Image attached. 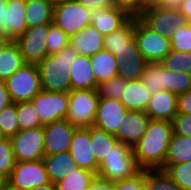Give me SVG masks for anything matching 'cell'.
Returning <instances> with one entry per match:
<instances>
[{
  "label": "cell",
  "instance_id": "1",
  "mask_svg": "<svg viewBox=\"0 0 191 190\" xmlns=\"http://www.w3.org/2000/svg\"><path fill=\"white\" fill-rule=\"evenodd\" d=\"M172 134L170 121L150 120L147 130L132 148L141 170H157L164 166Z\"/></svg>",
  "mask_w": 191,
  "mask_h": 190
},
{
  "label": "cell",
  "instance_id": "2",
  "mask_svg": "<svg viewBox=\"0 0 191 190\" xmlns=\"http://www.w3.org/2000/svg\"><path fill=\"white\" fill-rule=\"evenodd\" d=\"M78 53L70 46L56 54L47 55L37 66L40 73V85L44 91L69 92L71 90L68 75L70 64Z\"/></svg>",
  "mask_w": 191,
  "mask_h": 190
},
{
  "label": "cell",
  "instance_id": "3",
  "mask_svg": "<svg viewBox=\"0 0 191 190\" xmlns=\"http://www.w3.org/2000/svg\"><path fill=\"white\" fill-rule=\"evenodd\" d=\"M138 167L132 147L118 142L98 167V176L112 182L121 181L137 174Z\"/></svg>",
  "mask_w": 191,
  "mask_h": 190
},
{
  "label": "cell",
  "instance_id": "4",
  "mask_svg": "<svg viewBox=\"0 0 191 190\" xmlns=\"http://www.w3.org/2000/svg\"><path fill=\"white\" fill-rule=\"evenodd\" d=\"M68 96L65 119L77 128L93 126L100 101L97 89L70 90Z\"/></svg>",
  "mask_w": 191,
  "mask_h": 190
},
{
  "label": "cell",
  "instance_id": "5",
  "mask_svg": "<svg viewBox=\"0 0 191 190\" xmlns=\"http://www.w3.org/2000/svg\"><path fill=\"white\" fill-rule=\"evenodd\" d=\"M4 82L12 103L31 101L42 90L39 69L35 64H24Z\"/></svg>",
  "mask_w": 191,
  "mask_h": 190
},
{
  "label": "cell",
  "instance_id": "6",
  "mask_svg": "<svg viewBox=\"0 0 191 190\" xmlns=\"http://www.w3.org/2000/svg\"><path fill=\"white\" fill-rule=\"evenodd\" d=\"M134 37L148 63H160L171 52L170 39L151 30L138 17H134Z\"/></svg>",
  "mask_w": 191,
  "mask_h": 190
},
{
  "label": "cell",
  "instance_id": "7",
  "mask_svg": "<svg viewBox=\"0 0 191 190\" xmlns=\"http://www.w3.org/2000/svg\"><path fill=\"white\" fill-rule=\"evenodd\" d=\"M92 10L76 0L54 5L53 23L69 37L91 24Z\"/></svg>",
  "mask_w": 191,
  "mask_h": 190
},
{
  "label": "cell",
  "instance_id": "8",
  "mask_svg": "<svg viewBox=\"0 0 191 190\" xmlns=\"http://www.w3.org/2000/svg\"><path fill=\"white\" fill-rule=\"evenodd\" d=\"M138 18L151 30L169 39L178 27L189 23L178 9L158 6L147 7Z\"/></svg>",
  "mask_w": 191,
  "mask_h": 190
},
{
  "label": "cell",
  "instance_id": "9",
  "mask_svg": "<svg viewBox=\"0 0 191 190\" xmlns=\"http://www.w3.org/2000/svg\"><path fill=\"white\" fill-rule=\"evenodd\" d=\"M50 183L42 160L16 162L5 184L14 190H30Z\"/></svg>",
  "mask_w": 191,
  "mask_h": 190
},
{
  "label": "cell",
  "instance_id": "10",
  "mask_svg": "<svg viewBox=\"0 0 191 190\" xmlns=\"http://www.w3.org/2000/svg\"><path fill=\"white\" fill-rule=\"evenodd\" d=\"M53 23L27 28L14 42L19 46L25 64L38 65L47 55L46 46L49 27Z\"/></svg>",
  "mask_w": 191,
  "mask_h": 190
},
{
  "label": "cell",
  "instance_id": "11",
  "mask_svg": "<svg viewBox=\"0 0 191 190\" xmlns=\"http://www.w3.org/2000/svg\"><path fill=\"white\" fill-rule=\"evenodd\" d=\"M68 92L41 90L31 100L43 126L65 119L68 112Z\"/></svg>",
  "mask_w": 191,
  "mask_h": 190
},
{
  "label": "cell",
  "instance_id": "12",
  "mask_svg": "<svg viewBox=\"0 0 191 190\" xmlns=\"http://www.w3.org/2000/svg\"><path fill=\"white\" fill-rule=\"evenodd\" d=\"M44 136L42 126L20 130L10 137L16 162L42 160L45 157Z\"/></svg>",
  "mask_w": 191,
  "mask_h": 190
},
{
  "label": "cell",
  "instance_id": "13",
  "mask_svg": "<svg viewBox=\"0 0 191 190\" xmlns=\"http://www.w3.org/2000/svg\"><path fill=\"white\" fill-rule=\"evenodd\" d=\"M76 128L67 119L43 126L45 156L68 151Z\"/></svg>",
  "mask_w": 191,
  "mask_h": 190
},
{
  "label": "cell",
  "instance_id": "14",
  "mask_svg": "<svg viewBox=\"0 0 191 190\" xmlns=\"http://www.w3.org/2000/svg\"><path fill=\"white\" fill-rule=\"evenodd\" d=\"M25 10L26 0H8V6L0 13V36L15 41L25 32Z\"/></svg>",
  "mask_w": 191,
  "mask_h": 190
},
{
  "label": "cell",
  "instance_id": "15",
  "mask_svg": "<svg viewBox=\"0 0 191 190\" xmlns=\"http://www.w3.org/2000/svg\"><path fill=\"white\" fill-rule=\"evenodd\" d=\"M68 152L74 159L77 168L87 169L98 174L99 165L93 155L89 127L76 128Z\"/></svg>",
  "mask_w": 191,
  "mask_h": 190
},
{
  "label": "cell",
  "instance_id": "16",
  "mask_svg": "<svg viewBox=\"0 0 191 190\" xmlns=\"http://www.w3.org/2000/svg\"><path fill=\"white\" fill-rule=\"evenodd\" d=\"M127 111L120 100L100 98L93 125L107 133L116 135Z\"/></svg>",
  "mask_w": 191,
  "mask_h": 190
},
{
  "label": "cell",
  "instance_id": "17",
  "mask_svg": "<svg viewBox=\"0 0 191 190\" xmlns=\"http://www.w3.org/2000/svg\"><path fill=\"white\" fill-rule=\"evenodd\" d=\"M150 120L145 112L127 111L115 137L133 148L147 130Z\"/></svg>",
  "mask_w": 191,
  "mask_h": 190
},
{
  "label": "cell",
  "instance_id": "18",
  "mask_svg": "<svg viewBox=\"0 0 191 190\" xmlns=\"http://www.w3.org/2000/svg\"><path fill=\"white\" fill-rule=\"evenodd\" d=\"M132 16L119 7L92 10L91 26L103 36L121 28Z\"/></svg>",
  "mask_w": 191,
  "mask_h": 190
},
{
  "label": "cell",
  "instance_id": "19",
  "mask_svg": "<svg viewBox=\"0 0 191 190\" xmlns=\"http://www.w3.org/2000/svg\"><path fill=\"white\" fill-rule=\"evenodd\" d=\"M104 49L111 53L134 52L138 49L134 37V16L121 28L104 36Z\"/></svg>",
  "mask_w": 191,
  "mask_h": 190
},
{
  "label": "cell",
  "instance_id": "20",
  "mask_svg": "<svg viewBox=\"0 0 191 190\" xmlns=\"http://www.w3.org/2000/svg\"><path fill=\"white\" fill-rule=\"evenodd\" d=\"M178 95L166 90L156 92L151 96L145 113L151 120L172 121L177 114Z\"/></svg>",
  "mask_w": 191,
  "mask_h": 190
},
{
  "label": "cell",
  "instance_id": "21",
  "mask_svg": "<svg viewBox=\"0 0 191 190\" xmlns=\"http://www.w3.org/2000/svg\"><path fill=\"white\" fill-rule=\"evenodd\" d=\"M104 36L89 25L78 33L70 36L69 45L78 53L90 57L104 49Z\"/></svg>",
  "mask_w": 191,
  "mask_h": 190
},
{
  "label": "cell",
  "instance_id": "22",
  "mask_svg": "<svg viewBox=\"0 0 191 190\" xmlns=\"http://www.w3.org/2000/svg\"><path fill=\"white\" fill-rule=\"evenodd\" d=\"M71 90L97 89L98 83L91 69L90 57L77 55L70 64L69 72Z\"/></svg>",
  "mask_w": 191,
  "mask_h": 190
},
{
  "label": "cell",
  "instance_id": "23",
  "mask_svg": "<svg viewBox=\"0 0 191 190\" xmlns=\"http://www.w3.org/2000/svg\"><path fill=\"white\" fill-rule=\"evenodd\" d=\"M152 94L141 79L127 80L126 87L120 101L128 111L145 112Z\"/></svg>",
  "mask_w": 191,
  "mask_h": 190
},
{
  "label": "cell",
  "instance_id": "24",
  "mask_svg": "<svg viewBox=\"0 0 191 190\" xmlns=\"http://www.w3.org/2000/svg\"><path fill=\"white\" fill-rule=\"evenodd\" d=\"M117 58L118 76L125 80H139L142 77L145 65L148 63L140 51L114 53Z\"/></svg>",
  "mask_w": 191,
  "mask_h": 190
},
{
  "label": "cell",
  "instance_id": "25",
  "mask_svg": "<svg viewBox=\"0 0 191 190\" xmlns=\"http://www.w3.org/2000/svg\"><path fill=\"white\" fill-rule=\"evenodd\" d=\"M90 63L98 84L118 76L117 58L110 51L103 49L91 55Z\"/></svg>",
  "mask_w": 191,
  "mask_h": 190
},
{
  "label": "cell",
  "instance_id": "26",
  "mask_svg": "<svg viewBox=\"0 0 191 190\" xmlns=\"http://www.w3.org/2000/svg\"><path fill=\"white\" fill-rule=\"evenodd\" d=\"M42 161L52 183H57L76 168L74 159L68 151L45 156Z\"/></svg>",
  "mask_w": 191,
  "mask_h": 190
},
{
  "label": "cell",
  "instance_id": "27",
  "mask_svg": "<svg viewBox=\"0 0 191 190\" xmlns=\"http://www.w3.org/2000/svg\"><path fill=\"white\" fill-rule=\"evenodd\" d=\"M54 5L48 0H26L27 28L53 23Z\"/></svg>",
  "mask_w": 191,
  "mask_h": 190
},
{
  "label": "cell",
  "instance_id": "28",
  "mask_svg": "<svg viewBox=\"0 0 191 190\" xmlns=\"http://www.w3.org/2000/svg\"><path fill=\"white\" fill-rule=\"evenodd\" d=\"M185 162H191V137L172 134L164 166L160 170Z\"/></svg>",
  "mask_w": 191,
  "mask_h": 190
},
{
  "label": "cell",
  "instance_id": "29",
  "mask_svg": "<svg viewBox=\"0 0 191 190\" xmlns=\"http://www.w3.org/2000/svg\"><path fill=\"white\" fill-rule=\"evenodd\" d=\"M89 134L93 155L97 164L100 165L119 141L115 135L107 133L94 125L89 127Z\"/></svg>",
  "mask_w": 191,
  "mask_h": 190
},
{
  "label": "cell",
  "instance_id": "30",
  "mask_svg": "<svg viewBox=\"0 0 191 190\" xmlns=\"http://www.w3.org/2000/svg\"><path fill=\"white\" fill-rule=\"evenodd\" d=\"M97 174L83 168H75L56 184L57 190H86Z\"/></svg>",
  "mask_w": 191,
  "mask_h": 190
},
{
  "label": "cell",
  "instance_id": "31",
  "mask_svg": "<svg viewBox=\"0 0 191 190\" xmlns=\"http://www.w3.org/2000/svg\"><path fill=\"white\" fill-rule=\"evenodd\" d=\"M24 64L20 48L13 41L0 53V80L5 81Z\"/></svg>",
  "mask_w": 191,
  "mask_h": 190
},
{
  "label": "cell",
  "instance_id": "32",
  "mask_svg": "<svg viewBox=\"0 0 191 190\" xmlns=\"http://www.w3.org/2000/svg\"><path fill=\"white\" fill-rule=\"evenodd\" d=\"M141 80L152 95L164 90V67L157 62L147 63Z\"/></svg>",
  "mask_w": 191,
  "mask_h": 190
},
{
  "label": "cell",
  "instance_id": "33",
  "mask_svg": "<svg viewBox=\"0 0 191 190\" xmlns=\"http://www.w3.org/2000/svg\"><path fill=\"white\" fill-rule=\"evenodd\" d=\"M164 90L176 95L191 90V75L164 68Z\"/></svg>",
  "mask_w": 191,
  "mask_h": 190
},
{
  "label": "cell",
  "instance_id": "34",
  "mask_svg": "<svg viewBox=\"0 0 191 190\" xmlns=\"http://www.w3.org/2000/svg\"><path fill=\"white\" fill-rule=\"evenodd\" d=\"M20 130L42 127L37 111L31 101L16 103Z\"/></svg>",
  "mask_w": 191,
  "mask_h": 190
},
{
  "label": "cell",
  "instance_id": "35",
  "mask_svg": "<svg viewBox=\"0 0 191 190\" xmlns=\"http://www.w3.org/2000/svg\"><path fill=\"white\" fill-rule=\"evenodd\" d=\"M162 67L191 75V52H171L160 62Z\"/></svg>",
  "mask_w": 191,
  "mask_h": 190
},
{
  "label": "cell",
  "instance_id": "36",
  "mask_svg": "<svg viewBox=\"0 0 191 190\" xmlns=\"http://www.w3.org/2000/svg\"><path fill=\"white\" fill-rule=\"evenodd\" d=\"M146 190H182L160 169L145 170Z\"/></svg>",
  "mask_w": 191,
  "mask_h": 190
},
{
  "label": "cell",
  "instance_id": "37",
  "mask_svg": "<svg viewBox=\"0 0 191 190\" xmlns=\"http://www.w3.org/2000/svg\"><path fill=\"white\" fill-rule=\"evenodd\" d=\"M164 172L182 190H191V162L169 165Z\"/></svg>",
  "mask_w": 191,
  "mask_h": 190
},
{
  "label": "cell",
  "instance_id": "38",
  "mask_svg": "<svg viewBox=\"0 0 191 190\" xmlns=\"http://www.w3.org/2000/svg\"><path fill=\"white\" fill-rule=\"evenodd\" d=\"M0 130L7 138L16 135L20 131L16 103L10 104L0 112Z\"/></svg>",
  "mask_w": 191,
  "mask_h": 190
},
{
  "label": "cell",
  "instance_id": "39",
  "mask_svg": "<svg viewBox=\"0 0 191 190\" xmlns=\"http://www.w3.org/2000/svg\"><path fill=\"white\" fill-rule=\"evenodd\" d=\"M127 80L120 76L111 78L108 81L101 82L97 86V92L100 98H110L120 100L126 87Z\"/></svg>",
  "mask_w": 191,
  "mask_h": 190
},
{
  "label": "cell",
  "instance_id": "40",
  "mask_svg": "<svg viewBox=\"0 0 191 190\" xmlns=\"http://www.w3.org/2000/svg\"><path fill=\"white\" fill-rule=\"evenodd\" d=\"M70 37L54 23L49 27L46 46L48 55L56 54L69 45Z\"/></svg>",
  "mask_w": 191,
  "mask_h": 190
},
{
  "label": "cell",
  "instance_id": "41",
  "mask_svg": "<svg viewBox=\"0 0 191 190\" xmlns=\"http://www.w3.org/2000/svg\"><path fill=\"white\" fill-rule=\"evenodd\" d=\"M16 160L10 138L0 143V178L6 181L15 166Z\"/></svg>",
  "mask_w": 191,
  "mask_h": 190
},
{
  "label": "cell",
  "instance_id": "42",
  "mask_svg": "<svg viewBox=\"0 0 191 190\" xmlns=\"http://www.w3.org/2000/svg\"><path fill=\"white\" fill-rule=\"evenodd\" d=\"M171 50L191 52V24L178 27L170 38Z\"/></svg>",
  "mask_w": 191,
  "mask_h": 190
},
{
  "label": "cell",
  "instance_id": "43",
  "mask_svg": "<svg viewBox=\"0 0 191 190\" xmlns=\"http://www.w3.org/2000/svg\"><path fill=\"white\" fill-rule=\"evenodd\" d=\"M116 190H146L145 170H140L130 178L116 181Z\"/></svg>",
  "mask_w": 191,
  "mask_h": 190
},
{
  "label": "cell",
  "instance_id": "44",
  "mask_svg": "<svg viewBox=\"0 0 191 190\" xmlns=\"http://www.w3.org/2000/svg\"><path fill=\"white\" fill-rule=\"evenodd\" d=\"M171 124L173 134L191 137V114H176Z\"/></svg>",
  "mask_w": 191,
  "mask_h": 190
},
{
  "label": "cell",
  "instance_id": "45",
  "mask_svg": "<svg viewBox=\"0 0 191 190\" xmlns=\"http://www.w3.org/2000/svg\"><path fill=\"white\" fill-rule=\"evenodd\" d=\"M119 8L126 10L131 16L138 17L145 10L144 0H119Z\"/></svg>",
  "mask_w": 191,
  "mask_h": 190
},
{
  "label": "cell",
  "instance_id": "46",
  "mask_svg": "<svg viewBox=\"0 0 191 190\" xmlns=\"http://www.w3.org/2000/svg\"><path fill=\"white\" fill-rule=\"evenodd\" d=\"M84 7L95 10L103 8H115L119 7V0H76Z\"/></svg>",
  "mask_w": 191,
  "mask_h": 190
},
{
  "label": "cell",
  "instance_id": "47",
  "mask_svg": "<svg viewBox=\"0 0 191 190\" xmlns=\"http://www.w3.org/2000/svg\"><path fill=\"white\" fill-rule=\"evenodd\" d=\"M177 114H191V90L178 95Z\"/></svg>",
  "mask_w": 191,
  "mask_h": 190
},
{
  "label": "cell",
  "instance_id": "48",
  "mask_svg": "<svg viewBox=\"0 0 191 190\" xmlns=\"http://www.w3.org/2000/svg\"><path fill=\"white\" fill-rule=\"evenodd\" d=\"M90 190H116V182L103 179L96 175L91 182Z\"/></svg>",
  "mask_w": 191,
  "mask_h": 190
},
{
  "label": "cell",
  "instance_id": "49",
  "mask_svg": "<svg viewBox=\"0 0 191 190\" xmlns=\"http://www.w3.org/2000/svg\"><path fill=\"white\" fill-rule=\"evenodd\" d=\"M12 104L9 92L4 81L0 80V112Z\"/></svg>",
  "mask_w": 191,
  "mask_h": 190
},
{
  "label": "cell",
  "instance_id": "50",
  "mask_svg": "<svg viewBox=\"0 0 191 190\" xmlns=\"http://www.w3.org/2000/svg\"><path fill=\"white\" fill-rule=\"evenodd\" d=\"M178 10L191 21V0H183L178 8Z\"/></svg>",
  "mask_w": 191,
  "mask_h": 190
},
{
  "label": "cell",
  "instance_id": "51",
  "mask_svg": "<svg viewBox=\"0 0 191 190\" xmlns=\"http://www.w3.org/2000/svg\"><path fill=\"white\" fill-rule=\"evenodd\" d=\"M183 0H161L156 6L178 9Z\"/></svg>",
  "mask_w": 191,
  "mask_h": 190
},
{
  "label": "cell",
  "instance_id": "52",
  "mask_svg": "<svg viewBox=\"0 0 191 190\" xmlns=\"http://www.w3.org/2000/svg\"><path fill=\"white\" fill-rule=\"evenodd\" d=\"M12 42L11 39L0 36V53H2Z\"/></svg>",
  "mask_w": 191,
  "mask_h": 190
},
{
  "label": "cell",
  "instance_id": "53",
  "mask_svg": "<svg viewBox=\"0 0 191 190\" xmlns=\"http://www.w3.org/2000/svg\"><path fill=\"white\" fill-rule=\"evenodd\" d=\"M30 190H57V187L55 183L50 182L43 186H38V187L36 186Z\"/></svg>",
  "mask_w": 191,
  "mask_h": 190
},
{
  "label": "cell",
  "instance_id": "54",
  "mask_svg": "<svg viewBox=\"0 0 191 190\" xmlns=\"http://www.w3.org/2000/svg\"><path fill=\"white\" fill-rule=\"evenodd\" d=\"M161 0H144L145 2V9L147 7L156 6Z\"/></svg>",
  "mask_w": 191,
  "mask_h": 190
},
{
  "label": "cell",
  "instance_id": "55",
  "mask_svg": "<svg viewBox=\"0 0 191 190\" xmlns=\"http://www.w3.org/2000/svg\"><path fill=\"white\" fill-rule=\"evenodd\" d=\"M8 6V0H0V13Z\"/></svg>",
  "mask_w": 191,
  "mask_h": 190
},
{
  "label": "cell",
  "instance_id": "56",
  "mask_svg": "<svg viewBox=\"0 0 191 190\" xmlns=\"http://www.w3.org/2000/svg\"><path fill=\"white\" fill-rule=\"evenodd\" d=\"M48 1H50L53 5H56L58 3L67 2L71 0H48Z\"/></svg>",
  "mask_w": 191,
  "mask_h": 190
},
{
  "label": "cell",
  "instance_id": "57",
  "mask_svg": "<svg viewBox=\"0 0 191 190\" xmlns=\"http://www.w3.org/2000/svg\"><path fill=\"white\" fill-rule=\"evenodd\" d=\"M7 139V137L5 136V134L0 130V143L5 141Z\"/></svg>",
  "mask_w": 191,
  "mask_h": 190
},
{
  "label": "cell",
  "instance_id": "58",
  "mask_svg": "<svg viewBox=\"0 0 191 190\" xmlns=\"http://www.w3.org/2000/svg\"><path fill=\"white\" fill-rule=\"evenodd\" d=\"M0 190H14L9 188L6 184Z\"/></svg>",
  "mask_w": 191,
  "mask_h": 190
},
{
  "label": "cell",
  "instance_id": "59",
  "mask_svg": "<svg viewBox=\"0 0 191 190\" xmlns=\"http://www.w3.org/2000/svg\"><path fill=\"white\" fill-rule=\"evenodd\" d=\"M4 185H5V181H4L2 178H0V189H1Z\"/></svg>",
  "mask_w": 191,
  "mask_h": 190
}]
</instances>
